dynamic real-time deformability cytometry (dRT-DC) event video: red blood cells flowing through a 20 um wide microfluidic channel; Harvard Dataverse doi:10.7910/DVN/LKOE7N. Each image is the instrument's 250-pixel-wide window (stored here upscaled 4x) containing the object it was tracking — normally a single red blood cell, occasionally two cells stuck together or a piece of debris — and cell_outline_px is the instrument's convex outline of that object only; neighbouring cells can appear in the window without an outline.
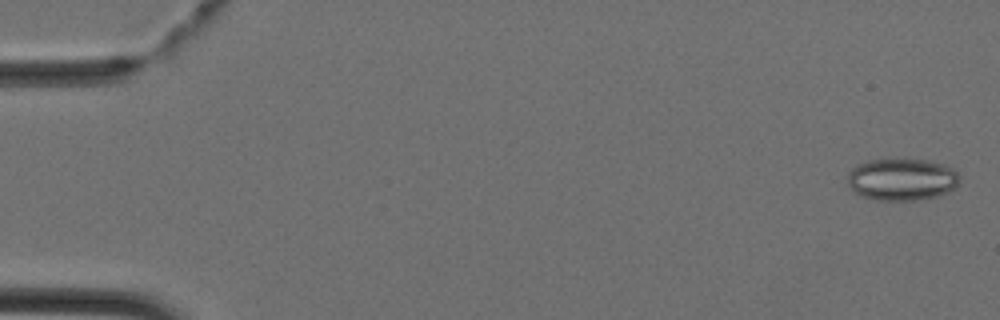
{"species": "Egyptian fruit bat (a non-hibernating species)", "species_latin": "Rousettus aegyptiacus", "temperature_condition": "cold", "stored_images_in_passage": 44, "camera_frame_rate_fps": 3000, "um_per_image_px": 0.085, "animal": {"sex": "female"}, "frame": {"image": 1, "passage_image": 1, "time_ms": 0.0, "image_size_px": [1000, 320], "cell_outline_px": [[960, 184], [956, 188], [948, 192], [936, 196], [920, 200], [876, 200], [860, 196], [848, 184], [848, 172], [856, 164], [868, 160], [888, 156], [904, 156], [928, 160], [944, 164], [952, 168], [960, 176]], "centroid_in_image_um": [76.67, 15.19], "position_along_channel_um": 8.3, "area_um2": 28.73}}
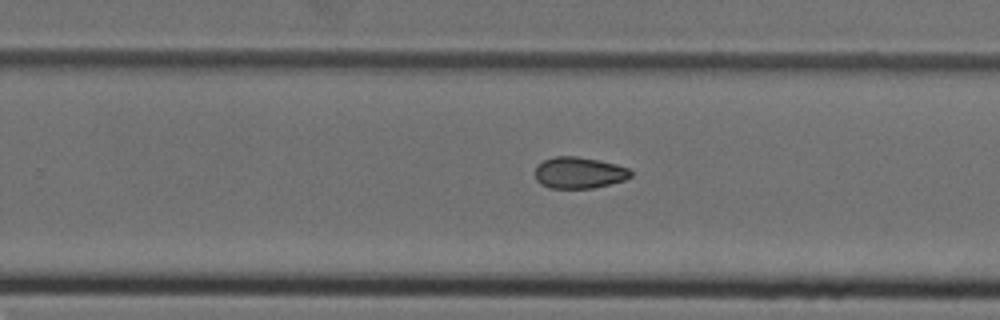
{"frame": {"image": 2, "passage_image": 28, "time_ms": 9.0, "image_size_px": [1000, 320], "cell_outline_px": [[632, 176], [624, 180], [592, 188], [548, 188], [540, 184], [536, 180], [536, 164], [544, 160], [556, 156], [576, 156], [616, 164], [628, 168], [632, 172]], "centroid_in_image_um": [49.19, 14.68], "position_along_channel_um": 280.6, "area_um2": 17.46}}
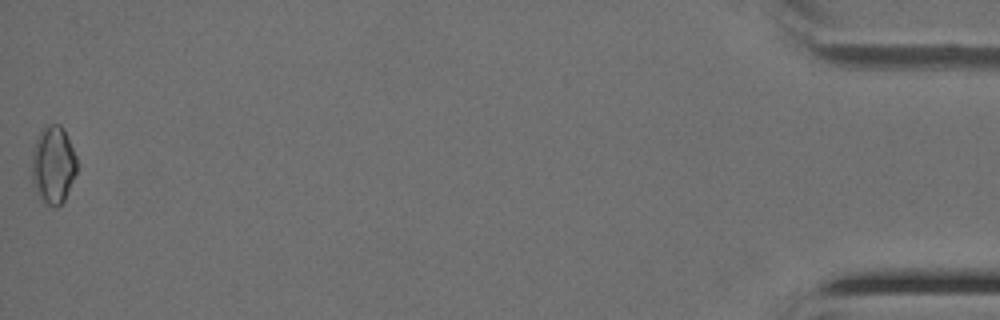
{"frame": {"image": 3, "passage_image": 44, "time_ms": 14.333, "image_size_px": [1000, 320], "cell_outline_px": [[76, 172], [64, 200], [56, 208], [40, 200], [36, 192], [32, 180], [32, 152], [40, 128], [44, 124], [60, 124], [76, 156]], "centroid_in_image_um": [4.49, 14.0], "position_along_channel_um": 430.7, "area_um2": 20.29}}